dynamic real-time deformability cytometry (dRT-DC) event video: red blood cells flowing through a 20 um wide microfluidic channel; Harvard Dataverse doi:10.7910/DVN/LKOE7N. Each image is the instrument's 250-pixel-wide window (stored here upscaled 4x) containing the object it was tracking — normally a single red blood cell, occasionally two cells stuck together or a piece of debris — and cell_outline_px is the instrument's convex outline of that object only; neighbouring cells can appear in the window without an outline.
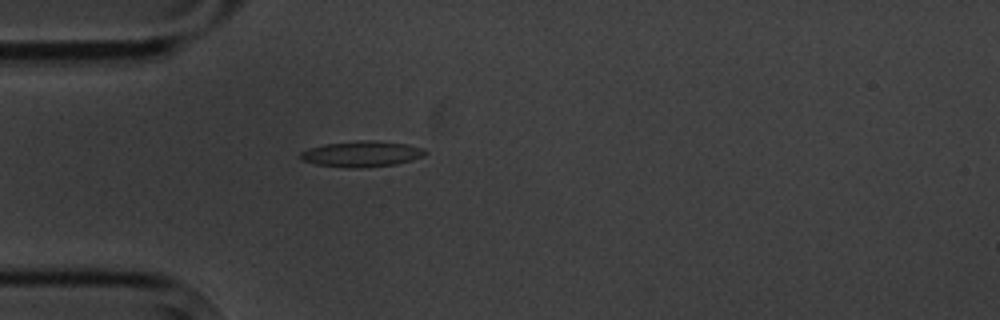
{"species": "common noctule bat (a hibernating species)", "species_latin": "Nyctalus noctula", "temperature_condition": "cold", "stored_images_in_passage": 1, "camera_frame_rate_fps": 3000, "um_per_image_px": 0.085, "animal": {"sex": "male", "body_mass_g": 20.1, "forearm_length_mm": 53.5}, "frame": {"image": 1, "passage_image": 1, "time_ms": 0.0, "image_size_px": [1000, 320], "cell_outline_px": [[428, 152], [424, 156], [412, 160], [396, 164], [360, 168], [348, 168], [316, 164], [300, 160], [300, 152], [308, 148], [324, 144], [360, 140], [376, 140], [408, 144], [424, 148]], "centroid_in_image_um": [30.76, 13.08], "position_along_channel_um": 54.2, "area_um2": 19.02}}